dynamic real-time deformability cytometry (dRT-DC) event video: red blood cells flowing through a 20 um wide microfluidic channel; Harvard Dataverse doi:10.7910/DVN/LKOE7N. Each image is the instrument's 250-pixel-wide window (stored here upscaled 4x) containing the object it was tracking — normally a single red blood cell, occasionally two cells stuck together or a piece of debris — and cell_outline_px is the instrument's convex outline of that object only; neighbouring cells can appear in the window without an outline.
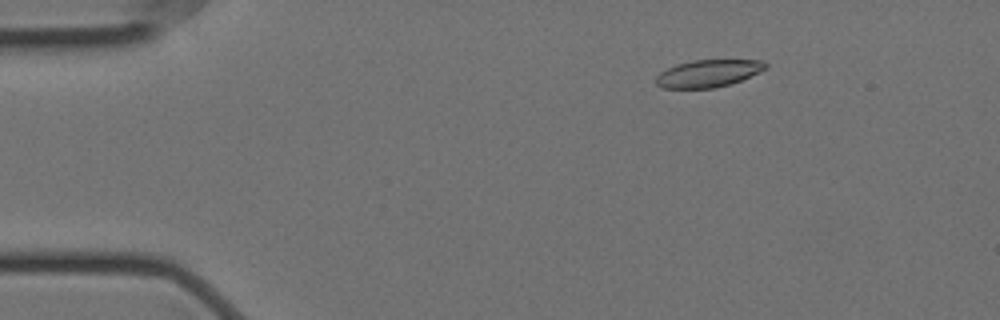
{"species": "Egyptian fruit bat (a non-hibernating species)", "species_latin": "Rousettus aegyptiacus", "temperature_condition": "cold", "stored_images_in_passage": 5, "camera_frame_rate_fps": 3000, "um_per_image_px": 0.085, "animal": {"sex": "female"}, "frame": {"image": 1, "passage_image": 3, "time_ms": 0.667, "image_size_px": [1000, 320], "cell_outline_px": [[768, 68], [760, 72], [740, 80], [716, 88], [660, 88], [656, 84], [656, 76], [660, 72], [676, 64], [692, 60], [764, 60], [768, 64]], "centroid_in_image_um": [60.2, 6.23], "position_along_channel_um": 24.8, "area_um2": 17.51}}